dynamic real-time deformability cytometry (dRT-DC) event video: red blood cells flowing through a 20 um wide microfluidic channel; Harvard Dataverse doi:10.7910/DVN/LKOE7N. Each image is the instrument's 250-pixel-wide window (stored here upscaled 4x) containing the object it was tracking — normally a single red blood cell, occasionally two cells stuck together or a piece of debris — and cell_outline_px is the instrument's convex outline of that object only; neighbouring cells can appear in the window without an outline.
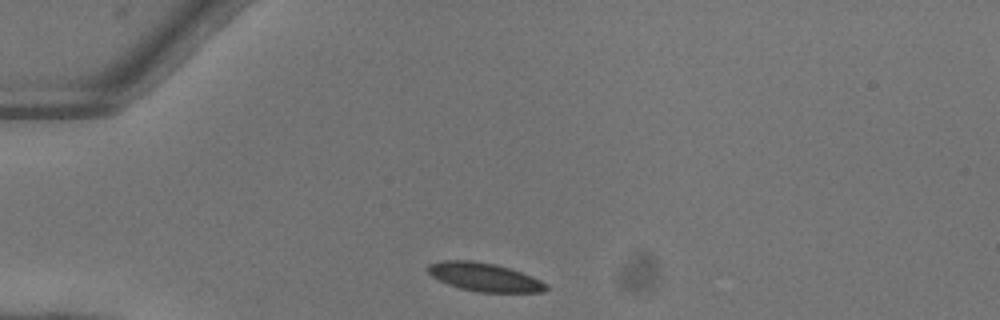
{"species": "common noctule bat (a hibernating species)", "species_latin": "Nyctalus noctula", "temperature_condition": "warm", "stored_images_in_passage": 39, "camera_frame_rate_fps": 3000, "um_per_image_px": 0.085, "animal": {"sex": "female"}, "frame": {"image": 1, "passage_image": 1, "time_ms": 0.0, "image_size_px": [1000, 320], "cell_outline_px": [[548, 288], [544, 292], [476, 292], [460, 288], [448, 284], [432, 276], [424, 268], [428, 264], [444, 260], [472, 260], [496, 264], [520, 272], [540, 280], [548, 284]], "centroid_in_image_um": [41.14, 23.55], "position_along_channel_um": 43.9, "area_um2": 19.59}}
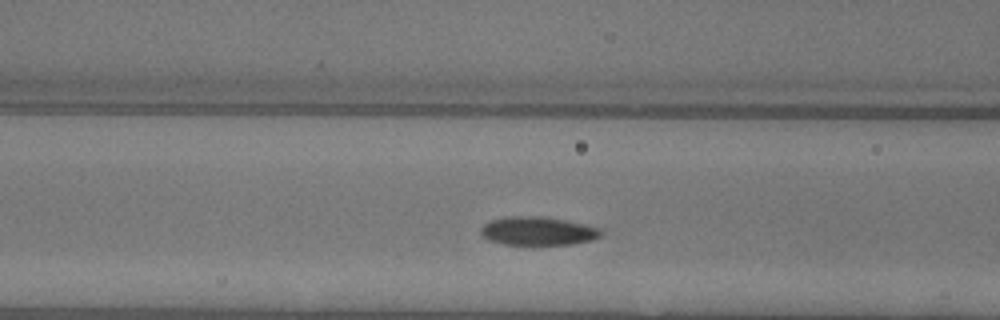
{"frame": {"image": 2, "passage_image": 9, "time_ms": 2.667, "image_size_px": [1000, 320], "cell_outline_px": [[604, 232], [600, 236], [592, 240], [572, 244], [504, 244], [488, 240], [480, 232], [480, 228], [484, 224], [492, 220], [508, 216], [544, 216], [584, 224], [600, 228]], "centroid_in_image_um": [45.73, 19.63], "position_along_channel_um": 120.9, "area_um2": 19.88}}
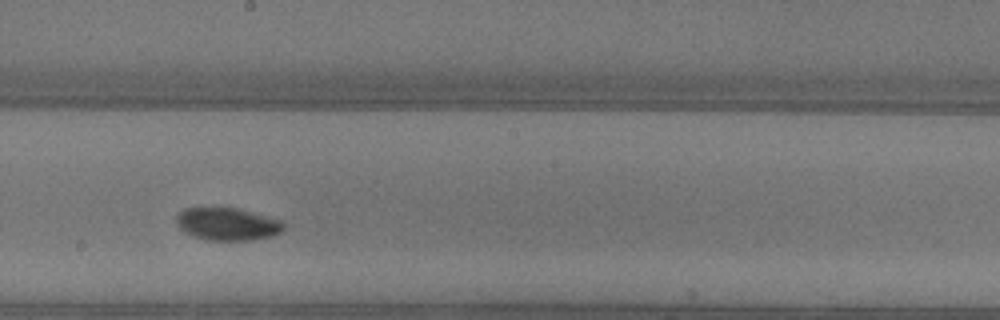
{"frame": {"image": 3, "passage_image": 17, "time_ms": 5.333, "image_size_px": [1000, 320], "cell_outline_px": [[284, 228], [280, 232], [272, 236], [248, 240], [208, 240], [184, 232], [176, 224], [176, 216], [184, 208], [236, 208], [284, 220]], "centroid_in_image_um": [19.35, 19.04], "position_along_channel_um": 228.9, "area_um2": 20.29}, "authors_computed_cell_mechanics": {"area_um2": 19.5942, "velocity_mm_per_s": 4.0456, "shape_relaxation_time_tau1_ms": 4.9125, "shape_relaxation_time_tau2_ms": null, "deformation_change_tau1": 0.1437, "deformation_change_tau2": null}}